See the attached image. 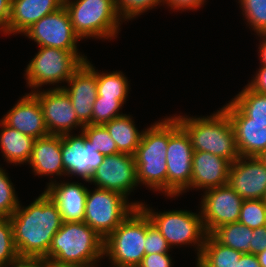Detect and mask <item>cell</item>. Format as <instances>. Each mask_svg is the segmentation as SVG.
<instances>
[{
  "label": "cell",
  "mask_w": 266,
  "mask_h": 267,
  "mask_svg": "<svg viewBox=\"0 0 266 267\" xmlns=\"http://www.w3.org/2000/svg\"><path fill=\"white\" fill-rule=\"evenodd\" d=\"M20 205L9 217L20 257L46 258L63 219L58 204L44 191L27 207Z\"/></svg>",
  "instance_id": "1"
},
{
  "label": "cell",
  "mask_w": 266,
  "mask_h": 267,
  "mask_svg": "<svg viewBox=\"0 0 266 267\" xmlns=\"http://www.w3.org/2000/svg\"><path fill=\"white\" fill-rule=\"evenodd\" d=\"M173 117L188 134L194 152H209L231 163L240 157L232 123L222 108L207 117Z\"/></svg>",
  "instance_id": "2"
},
{
  "label": "cell",
  "mask_w": 266,
  "mask_h": 267,
  "mask_svg": "<svg viewBox=\"0 0 266 267\" xmlns=\"http://www.w3.org/2000/svg\"><path fill=\"white\" fill-rule=\"evenodd\" d=\"M104 255V239L85 222H63L53 236L48 259L90 267Z\"/></svg>",
  "instance_id": "3"
},
{
  "label": "cell",
  "mask_w": 266,
  "mask_h": 267,
  "mask_svg": "<svg viewBox=\"0 0 266 267\" xmlns=\"http://www.w3.org/2000/svg\"><path fill=\"white\" fill-rule=\"evenodd\" d=\"M170 138V117L145 129L134 155L137 181L150 190L167 195L166 153Z\"/></svg>",
  "instance_id": "4"
},
{
  "label": "cell",
  "mask_w": 266,
  "mask_h": 267,
  "mask_svg": "<svg viewBox=\"0 0 266 267\" xmlns=\"http://www.w3.org/2000/svg\"><path fill=\"white\" fill-rule=\"evenodd\" d=\"M64 6L80 39L92 37L111 40L120 30L122 18L115 0H68Z\"/></svg>",
  "instance_id": "5"
},
{
  "label": "cell",
  "mask_w": 266,
  "mask_h": 267,
  "mask_svg": "<svg viewBox=\"0 0 266 267\" xmlns=\"http://www.w3.org/2000/svg\"><path fill=\"white\" fill-rule=\"evenodd\" d=\"M146 213L136 207L104 239V256L112 265L137 267L145 255Z\"/></svg>",
  "instance_id": "6"
},
{
  "label": "cell",
  "mask_w": 266,
  "mask_h": 267,
  "mask_svg": "<svg viewBox=\"0 0 266 267\" xmlns=\"http://www.w3.org/2000/svg\"><path fill=\"white\" fill-rule=\"evenodd\" d=\"M87 60L80 53L61 50L54 47H40L38 53L29 62L25 70L27 86L32 92L38 91L44 84L67 83L74 72Z\"/></svg>",
  "instance_id": "7"
},
{
  "label": "cell",
  "mask_w": 266,
  "mask_h": 267,
  "mask_svg": "<svg viewBox=\"0 0 266 267\" xmlns=\"http://www.w3.org/2000/svg\"><path fill=\"white\" fill-rule=\"evenodd\" d=\"M142 202H128V198L116 191L88 189L84 220L88 226L105 239Z\"/></svg>",
  "instance_id": "8"
},
{
  "label": "cell",
  "mask_w": 266,
  "mask_h": 267,
  "mask_svg": "<svg viewBox=\"0 0 266 267\" xmlns=\"http://www.w3.org/2000/svg\"><path fill=\"white\" fill-rule=\"evenodd\" d=\"M140 208L147 214L151 223L161 232L169 246L190 245L196 246L199 257L206 238L201 212L198 214L187 210H170L154 212L144 203Z\"/></svg>",
  "instance_id": "9"
},
{
  "label": "cell",
  "mask_w": 266,
  "mask_h": 267,
  "mask_svg": "<svg viewBox=\"0 0 266 267\" xmlns=\"http://www.w3.org/2000/svg\"><path fill=\"white\" fill-rule=\"evenodd\" d=\"M193 147L186 131L170 117V138L166 153L167 196L176 197L186 192L192 179Z\"/></svg>",
  "instance_id": "10"
},
{
  "label": "cell",
  "mask_w": 266,
  "mask_h": 267,
  "mask_svg": "<svg viewBox=\"0 0 266 267\" xmlns=\"http://www.w3.org/2000/svg\"><path fill=\"white\" fill-rule=\"evenodd\" d=\"M23 34L34 40L39 47H54L79 53L77 42L80 38L73 29L69 13L64 5L55 12L42 17Z\"/></svg>",
  "instance_id": "11"
},
{
  "label": "cell",
  "mask_w": 266,
  "mask_h": 267,
  "mask_svg": "<svg viewBox=\"0 0 266 267\" xmlns=\"http://www.w3.org/2000/svg\"><path fill=\"white\" fill-rule=\"evenodd\" d=\"M201 200V216L207 234L216 228L238 222L243 198L228 184L205 190Z\"/></svg>",
  "instance_id": "12"
},
{
  "label": "cell",
  "mask_w": 266,
  "mask_h": 267,
  "mask_svg": "<svg viewBox=\"0 0 266 267\" xmlns=\"http://www.w3.org/2000/svg\"><path fill=\"white\" fill-rule=\"evenodd\" d=\"M89 182L97 188L116 191L128 198L139 185L134 156L126 153L105 156Z\"/></svg>",
  "instance_id": "13"
},
{
  "label": "cell",
  "mask_w": 266,
  "mask_h": 267,
  "mask_svg": "<svg viewBox=\"0 0 266 267\" xmlns=\"http://www.w3.org/2000/svg\"><path fill=\"white\" fill-rule=\"evenodd\" d=\"M72 135H61V153L65 175L80 176L82 180L89 182L93 173L103 163L105 156L95 151L82 131L79 135Z\"/></svg>",
  "instance_id": "14"
},
{
  "label": "cell",
  "mask_w": 266,
  "mask_h": 267,
  "mask_svg": "<svg viewBox=\"0 0 266 267\" xmlns=\"http://www.w3.org/2000/svg\"><path fill=\"white\" fill-rule=\"evenodd\" d=\"M39 100L45 125L51 135L70 134L72 129L84 125L78 120L70 97L63 89L50 88L46 91L32 92Z\"/></svg>",
  "instance_id": "15"
},
{
  "label": "cell",
  "mask_w": 266,
  "mask_h": 267,
  "mask_svg": "<svg viewBox=\"0 0 266 267\" xmlns=\"http://www.w3.org/2000/svg\"><path fill=\"white\" fill-rule=\"evenodd\" d=\"M68 86H58L70 97L78 120L84 125L92 124L93 104L97 97L95 67L86 60L68 80Z\"/></svg>",
  "instance_id": "16"
},
{
  "label": "cell",
  "mask_w": 266,
  "mask_h": 267,
  "mask_svg": "<svg viewBox=\"0 0 266 267\" xmlns=\"http://www.w3.org/2000/svg\"><path fill=\"white\" fill-rule=\"evenodd\" d=\"M244 200H262L266 191V165L258 157H239L231 163L228 183Z\"/></svg>",
  "instance_id": "17"
},
{
  "label": "cell",
  "mask_w": 266,
  "mask_h": 267,
  "mask_svg": "<svg viewBox=\"0 0 266 267\" xmlns=\"http://www.w3.org/2000/svg\"><path fill=\"white\" fill-rule=\"evenodd\" d=\"M222 109L232 123L241 157H258L266 150V123L250 122V118L232 100Z\"/></svg>",
  "instance_id": "18"
},
{
  "label": "cell",
  "mask_w": 266,
  "mask_h": 267,
  "mask_svg": "<svg viewBox=\"0 0 266 267\" xmlns=\"http://www.w3.org/2000/svg\"><path fill=\"white\" fill-rule=\"evenodd\" d=\"M2 121L35 140L50 135L45 125L41 104L31 92L21 97L13 108L3 116Z\"/></svg>",
  "instance_id": "19"
},
{
  "label": "cell",
  "mask_w": 266,
  "mask_h": 267,
  "mask_svg": "<svg viewBox=\"0 0 266 267\" xmlns=\"http://www.w3.org/2000/svg\"><path fill=\"white\" fill-rule=\"evenodd\" d=\"M231 162L205 151L193 152L192 179L186 189L208 190L227 185Z\"/></svg>",
  "instance_id": "20"
},
{
  "label": "cell",
  "mask_w": 266,
  "mask_h": 267,
  "mask_svg": "<svg viewBox=\"0 0 266 267\" xmlns=\"http://www.w3.org/2000/svg\"><path fill=\"white\" fill-rule=\"evenodd\" d=\"M45 191L58 204L63 222H81L84 220L87 187L76 182L48 183Z\"/></svg>",
  "instance_id": "21"
},
{
  "label": "cell",
  "mask_w": 266,
  "mask_h": 267,
  "mask_svg": "<svg viewBox=\"0 0 266 267\" xmlns=\"http://www.w3.org/2000/svg\"><path fill=\"white\" fill-rule=\"evenodd\" d=\"M63 5L61 0H11L8 34L24 33L42 17Z\"/></svg>",
  "instance_id": "22"
},
{
  "label": "cell",
  "mask_w": 266,
  "mask_h": 267,
  "mask_svg": "<svg viewBox=\"0 0 266 267\" xmlns=\"http://www.w3.org/2000/svg\"><path fill=\"white\" fill-rule=\"evenodd\" d=\"M29 165L36 175H65L62 163L61 136L48 135L34 140Z\"/></svg>",
  "instance_id": "23"
},
{
  "label": "cell",
  "mask_w": 266,
  "mask_h": 267,
  "mask_svg": "<svg viewBox=\"0 0 266 267\" xmlns=\"http://www.w3.org/2000/svg\"><path fill=\"white\" fill-rule=\"evenodd\" d=\"M0 122V148L5 160L15 165L29 163L35 139Z\"/></svg>",
  "instance_id": "24"
},
{
  "label": "cell",
  "mask_w": 266,
  "mask_h": 267,
  "mask_svg": "<svg viewBox=\"0 0 266 267\" xmlns=\"http://www.w3.org/2000/svg\"><path fill=\"white\" fill-rule=\"evenodd\" d=\"M104 126L116 143L119 153L135 155L144 131L137 130L130 115L124 114L114 118Z\"/></svg>",
  "instance_id": "25"
},
{
  "label": "cell",
  "mask_w": 266,
  "mask_h": 267,
  "mask_svg": "<svg viewBox=\"0 0 266 267\" xmlns=\"http://www.w3.org/2000/svg\"><path fill=\"white\" fill-rule=\"evenodd\" d=\"M243 253L220 244L207 234L196 267H236Z\"/></svg>",
  "instance_id": "26"
},
{
  "label": "cell",
  "mask_w": 266,
  "mask_h": 267,
  "mask_svg": "<svg viewBox=\"0 0 266 267\" xmlns=\"http://www.w3.org/2000/svg\"><path fill=\"white\" fill-rule=\"evenodd\" d=\"M253 229L240 223H228L216 228L211 235L220 243L241 253H250Z\"/></svg>",
  "instance_id": "27"
},
{
  "label": "cell",
  "mask_w": 266,
  "mask_h": 267,
  "mask_svg": "<svg viewBox=\"0 0 266 267\" xmlns=\"http://www.w3.org/2000/svg\"><path fill=\"white\" fill-rule=\"evenodd\" d=\"M232 101L250 118V122L266 123V94L246 85Z\"/></svg>",
  "instance_id": "28"
},
{
  "label": "cell",
  "mask_w": 266,
  "mask_h": 267,
  "mask_svg": "<svg viewBox=\"0 0 266 267\" xmlns=\"http://www.w3.org/2000/svg\"><path fill=\"white\" fill-rule=\"evenodd\" d=\"M97 96L101 98L126 99L129 92L128 79L121 71L99 73L96 70Z\"/></svg>",
  "instance_id": "29"
},
{
  "label": "cell",
  "mask_w": 266,
  "mask_h": 267,
  "mask_svg": "<svg viewBox=\"0 0 266 267\" xmlns=\"http://www.w3.org/2000/svg\"><path fill=\"white\" fill-rule=\"evenodd\" d=\"M82 132L91 142L95 151L100 152L103 156H109L119 153L116 143L109 135L104 125H86L82 128Z\"/></svg>",
  "instance_id": "30"
},
{
  "label": "cell",
  "mask_w": 266,
  "mask_h": 267,
  "mask_svg": "<svg viewBox=\"0 0 266 267\" xmlns=\"http://www.w3.org/2000/svg\"><path fill=\"white\" fill-rule=\"evenodd\" d=\"M126 99H115V98H101L96 97L93 104L92 112V124L94 125H104L114 118L124 115L120 114V109Z\"/></svg>",
  "instance_id": "31"
},
{
  "label": "cell",
  "mask_w": 266,
  "mask_h": 267,
  "mask_svg": "<svg viewBox=\"0 0 266 267\" xmlns=\"http://www.w3.org/2000/svg\"><path fill=\"white\" fill-rule=\"evenodd\" d=\"M238 222L250 229L266 226V203L260 199L243 200Z\"/></svg>",
  "instance_id": "32"
},
{
  "label": "cell",
  "mask_w": 266,
  "mask_h": 267,
  "mask_svg": "<svg viewBox=\"0 0 266 267\" xmlns=\"http://www.w3.org/2000/svg\"><path fill=\"white\" fill-rule=\"evenodd\" d=\"M242 15L257 34L266 33V0H238Z\"/></svg>",
  "instance_id": "33"
},
{
  "label": "cell",
  "mask_w": 266,
  "mask_h": 267,
  "mask_svg": "<svg viewBox=\"0 0 266 267\" xmlns=\"http://www.w3.org/2000/svg\"><path fill=\"white\" fill-rule=\"evenodd\" d=\"M19 257L10 218H0V267H7Z\"/></svg>",
  "instance_id": "34"
},
{
  "label": "cell",
  "mask_w": 266,
  "mask_h": 267,
  "mask_svg": "<svg viewBox=\"0 0 266 267\" xmlns=\"http://www.w3.org/2000/svg\"><path fill=\"white\" fill-rule=\"evenodd\" d=\"M5 171L0 167V218L10 217L19 206L15 188Z\"/></svg>",
  "instance_id": "35"
},
{
  "label": "cell",
  "mask_w": 266,
  "mask_h": 267,
  "mask_svg": "<svg viewBox=\"0 0 266 267\" xmlns=\"http://www.w3.org/2000/svg\"><path fill=\"white\" fill-rule=\"evenodd\" d=\"M115 3L121 18L128 21L163 4V0H115Z\"/></svg>",
  "instance_id": "36"
},
{
  "label": "cell",
  "mask_w": 266,
  "mask_h": 267,
  "mask_svg": "<svg viewBox=\"0 0 266 267\" xmlns=\"http://www.w3.org/2000/svg\"><path fill=\"white\" fill-rule=\"evenodd\" d=\"M145 254L168 253L170 246L146 214Z\"/></svg>",
  "instance_id": "37"
},
{
  "label": "cell",
  "mask_w": 266,
  "mask_h": 267,
  "mask_svg": "<svg viewBox=\"0 0 266 267\" xmlns=\"http://www.w3.org/2000/svg\"><path fill=\"white\" fill-rule=\"evenodd\" d=\"M172 259L168 253L145 254L137 267H172Z\"/></svg>",
  "instance_id": "38"
},
{
  "label": "cell",
  "mask_w": 266,
  "mask_h": 267,
  "mask_svg": "<svg viewBox=\"0 0 266 267\" xmlns=\"http://www.w3.org/2000/svg\"><path fill=\"white\" fill-rule=\"evenodd\" d=\"M250 253L258 254L266 249V226L253 229L251 236Z\"/></svg>",
  "instance_id": "39"
},
{
  "label": "cell",
  "mask_w": 266,
  "mask_h": 267,
  "mask_svg": "<svg viewBox=\"0 0 266 267\" xmlns=\"http://www.w3.org/2000/svg\"><path fill=\"white\" fill-rule=\"evenodd\" d=\"M205 0H163V4H167V6L171 9L178 10H197L204 4Z\"/></svg>",
  "instance_id": "40"
},
{
  "label": "cell",
  "mask_w": 266,
  "mask_h": 267,
  "mask_svg": "<svg viewBox=\"0 0 266 267\" xmlns=\"http://www.w3.org/2000/svg\"><path fill=\"white\" fill-rule=\"evenodd\" d=\"M260 67L247 86L256 92L266 94V65H261Z\"/></svg>",
  "instance_id": "41"
},
{
  "label": "cell",
  "mask_w": 266,
  "mask_h": 267,
  "mask_svg": "<svg viewBox=\"0 0 266 267\" xmlns=\"http://www.w3.org/2000/svg\"><path fill=\"white\" fill-rule=\"evenodd\" d=\"M11 15V0H0V30L8 34V23Z\"/></svg>",
  "instance_id": "42"
},
{
  "label": "cell",
  "mask_w": 266,
  "mask_h": 267,
  "mask_svg": "<svg viewBox=\"0 0 266 267\" xmlns=\"http://www.w3.org/2000/svg\"><path fill=\"white\" fill-rule=\"evenodd\" d=\"M7 267H44V258L19 257Z\"/></svg>",
  "instance_id": "43"
},
{
  "label": "cell",
  "mask_w": 266,
  "mask_h": 267,
  "mask_svg": "<svg viewBox=\"0 0 266 267\" xmlns=\"http://www.w3.org/2000/svg\"><path fill=\"white\" fill-rule=\"evenodd\" d=\"M236 267H261L255 254L243 253Z\"/></svg>",
  "instance_id": "44"
},
{
  "label": "cell",
  "mask_w": 266,
  "mask_h": 267,
  "mask_svg": "<svg viewBox=\"0 0 266 267\" xmlns=\"http://www.w3.org/2000/svg\"><path fill=\"white\" fill-rule=\"evenodd\" d=\"M260 38L262 37V42L259 44V55L261 65H266V33L257 34Z\"/></svg>",
  "instance_id": "45"
},
{
  "label": "cell",
  "mask_w": 266,
  "mask_h": 267,
  "mask_svg": "<svg viewBox=\"0 0 266 267\" xmlns=\"http://www.w3.org/2000/svg\"><path fill=\"white\" fill-rule=\"evenodd\" d=\"M44 267H79L73 264L58 263L51 259L44 258Z\"/></svg>",
  "instance_id": "46"
},
{
  "label": "cell",
  "mask_w": 266,
  "mask_h": 267,
  "mask_svg": "<svg viewBox=\"0 0 266 267\" xmlns=\"http://www.w3.org/2000/svg\"><path fill=\"white\" fill-rule=\"evenodd\" d=\"M256 257L261 267H266V249L256 254Z\"/></svg>",
  "instance_id": "47"
},
{
  "label": "cell",
  "mask_w": 266,
  "mask_h": 267,
  "mask_svg": "<svg viewBox=\"0 0 266 267\" xmlns=\"http://www.w3.org/2000/svg\"><path fill=\"white\" fill-rule=\"evenodd\" d=\"M258 158H260V160L266 165V150L263 151Z\"/></svg>",
  "instance_id": "48"
},
{
  "label": "cell",
  "mask_w": 266,
  "mask_h": 267,
  "mask_svg": "<svg viewBox=\"0 0 266 267\" xmlns=\"http://www.w3.org/2000/svg\"><path fill=\"white\" fill-rule=\"evenodd\" d=\"M97 265H96V263L95 264H93L92 266H90V267H96ZM112 267H124V266H117V265H113Z\"/></svg>",
  "instance_id": "49"
},
{
  "label": "cell",
  "mask_w": 266,
  "mask_h": 267,
  "mask_svg": "<svg viewBox=\"0 0 266 267\" xmlns=\"http://www.w3.org/2000/svg\"><path fill=\"white\" fill-rule=\"evenodd\" d=\"M262 200L266 203V191H265V194H264Z\"/></svg>",
  "instance_id": "50"
}]
</instances>
